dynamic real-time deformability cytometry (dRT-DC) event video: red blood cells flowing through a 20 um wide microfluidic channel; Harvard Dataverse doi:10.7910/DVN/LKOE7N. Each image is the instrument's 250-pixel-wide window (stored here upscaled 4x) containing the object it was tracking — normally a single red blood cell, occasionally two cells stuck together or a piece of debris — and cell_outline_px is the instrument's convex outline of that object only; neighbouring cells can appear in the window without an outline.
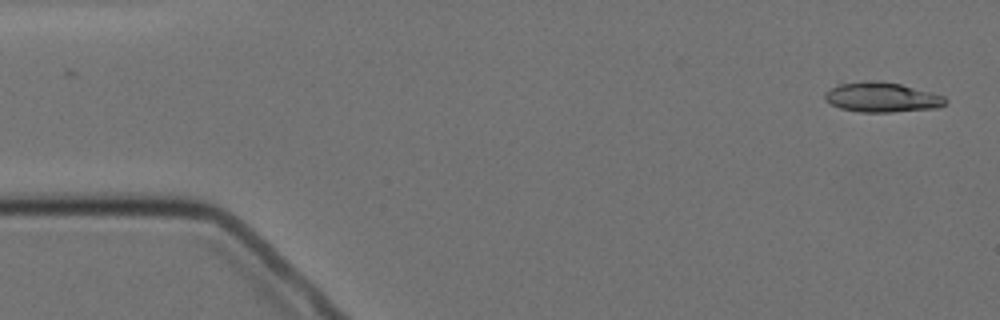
{"species": "Egyptian fruit bat (a non-hibernating species)", "species_latin": "Rousettus aegyptiacus", "temperature_condition": "cold", "stored_images_in_passage": 5, "camera_frame_rate_fps": 3000, "um_per_image_px": 0.085, "animal": {"sex": "female"}, "frame": {"image": 1, "passage_image": 1, "time_ms": 0.0, "image_size_px": [1000, 320], "cell_outline_px": [[948, 100], [944, 104], [936, 108], [892, 112], [860, 112], [840, 108], [824, 100], [824, 92], [840, 80], [880, 80], [900, 84], [944, 96]], "centroid_in_image_um": [74.84, 8.23], "position_along_channel_um": 10.2, "area_um2": 21.5}}
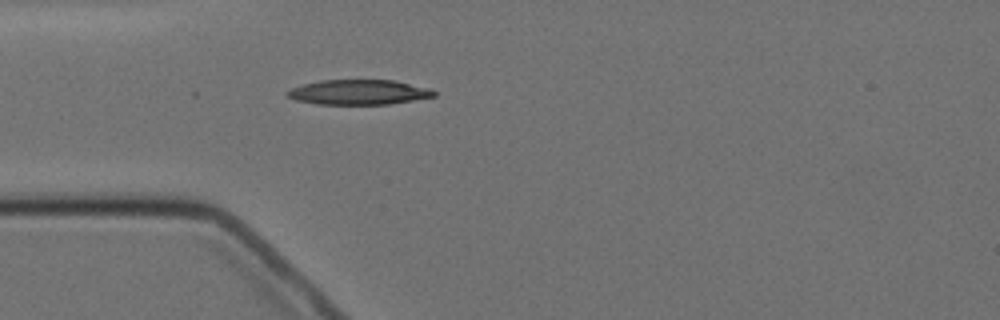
{"frame": {"image": 2, "passage_image": 5, "time_ms": 4.333, "image_size_px": [1000, 320], "cell_outline_px": [[436, 96], [388, 104], [316, 104], [296, 100], [288, 96], [284, 92], [292, 88], [304, 84], [320, 80], [396, 80], [432, 88], [436, 92]], "centroid_in_image_um": [30.52, 7.83], "position_along_channel_um": 54.5, "area_um2": 21.39}}